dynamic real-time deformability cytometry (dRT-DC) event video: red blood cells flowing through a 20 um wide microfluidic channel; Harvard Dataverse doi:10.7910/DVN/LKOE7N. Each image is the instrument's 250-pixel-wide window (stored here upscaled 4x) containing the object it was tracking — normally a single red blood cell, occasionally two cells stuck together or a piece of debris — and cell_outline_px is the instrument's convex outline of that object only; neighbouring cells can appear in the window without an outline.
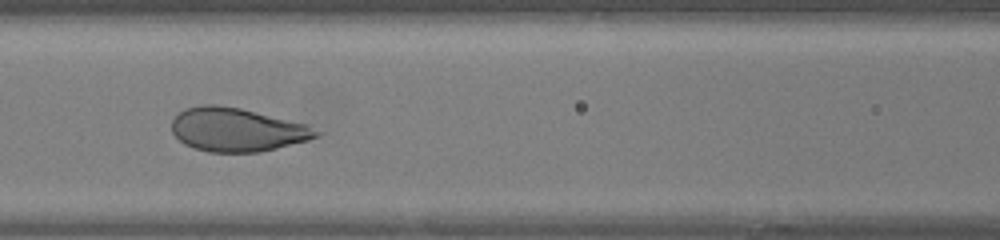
{"species": "human", "species_latin": "Homo sapiens", "temperature_condition": "warm", "stored_images_in_passage": 39, "camera_frame_rate_fps": 3000, "um_per_image_px": 0.085, "donor": {"sex": "female"}, "frame": {"image": 1, "passage_image": 12, "time_ms": 3.667, "image_size_px": [1000, 240], "cell_outline_px": [[320, 132], [316, 136], [308, 140], [260, 152], [208, 152], [192, 148], [184, 144], [172, 132], [172, 120], [184, 108], [204, 104], [216, 104], [240, 108], [304, 124]], "centroid_in_image_um": [20.07, 11.03], "position_along_channel_um": 146.5, "area_um2": 36.3}}
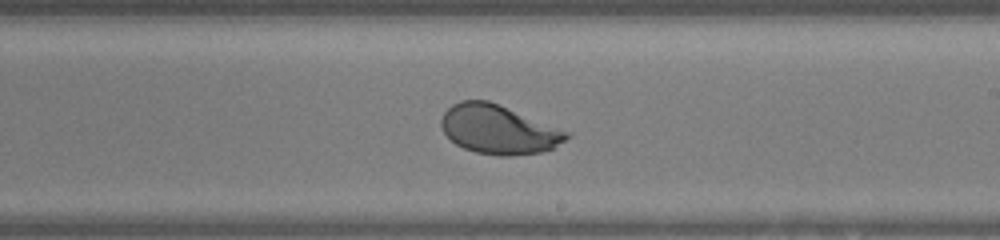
{"frame": {"image": 2, "passage_image": 19, "time_ms": 6.0, "image_size_px": [1000, 240], "cell_outline_px": [[572, 132], [564, 140], [552, 148], [540, 152], [508, 156], [500, 156], [476, 152], [464, 148], [456, 144], [444, 132], [440, 124], [440, 120], [444, 112], [452, 104], [460, 100], [488, 100]], "centroid_in_image_um": [42.36, 10.99], "position_along_channel_um": 246.6, "area_um2": 35.66}}
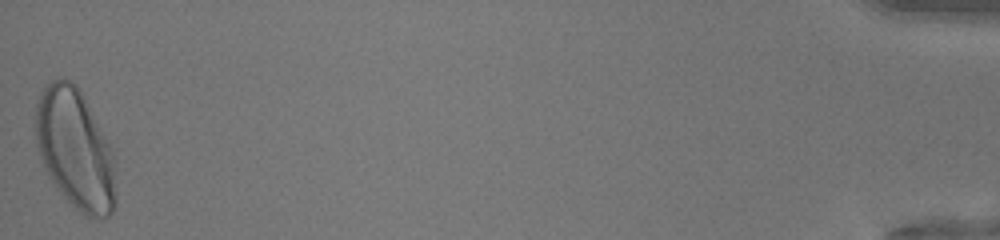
{"frame": {"image": 3, "passage_image": 39, "time_ms": 12.667, "image_size_px": [1000, 240], "cell_outline_px": [[116, 204], [112, 212], [108, 216], [84, 216], [64, 196], [48, 176], [36, 148], [36, 104], [40, 92], [52, 80], [64, 76], [76, 84], [80, 88], [108, 140], [112, 148], [116, 196]], "centroid_in_image_um": [6.39, 12.63], "position_along_channel_um": 428.8, "area_um2": 56.3}, "authors_computed_cell_mechanics": {"area_um2": 39.6508, "velocity_mm_per_s": 4.3174, "shape_relaxation_time_tau1_ms": 2.2392, "shape_relaxation_time_tau2_ms": null, "deformation_change_tau1": 0.1507, "deformation_change_tau2": null}}